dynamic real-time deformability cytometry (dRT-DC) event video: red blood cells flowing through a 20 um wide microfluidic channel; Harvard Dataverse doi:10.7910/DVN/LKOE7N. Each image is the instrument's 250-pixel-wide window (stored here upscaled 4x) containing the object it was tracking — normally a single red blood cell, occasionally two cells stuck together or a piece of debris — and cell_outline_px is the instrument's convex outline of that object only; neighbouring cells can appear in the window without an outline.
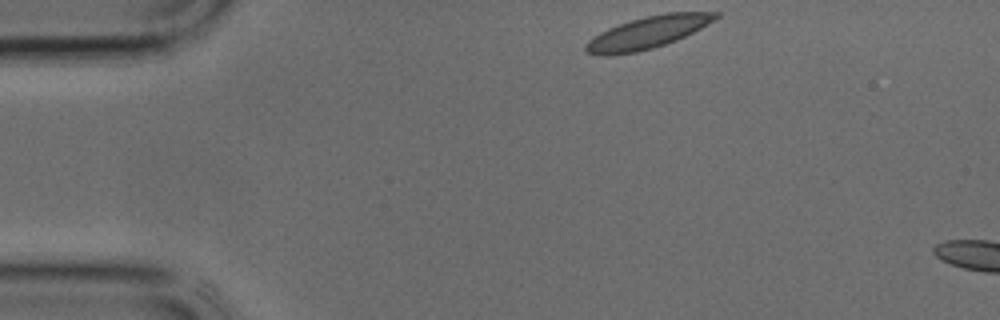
{"species": "common noctule bat (a hibernating species)", "species_latin": "Nyctalus noctula", "temperature_condition": "cold", "stored_images_in_passage": 4, "camera_frame_rate_fps": 3000, "um_per_image_px": 0.085, "animal": {"sex": "male", "body_mass_g": 17.9, "forearm_length_mm": 54.2}, "frame": {"image": 1, "passage_image": 1, "time_ms": 0.0, "image_size_px": [1000, 320], "cell_outline_px": [[720, 16], [700, 28], [676, 40], [652, 48], [636, 52], [612, 56], [596, 56], [588, 52], [584, 48], [584, 44], [588, 40], [600, 32], [608, 28], [632, 20], [648, 16], [668, 12], [720, 12]], "centroid_in_image_um": [55.0, 2.78], "position_along_channel_um": 30.0, "area_um2": 24.04}}